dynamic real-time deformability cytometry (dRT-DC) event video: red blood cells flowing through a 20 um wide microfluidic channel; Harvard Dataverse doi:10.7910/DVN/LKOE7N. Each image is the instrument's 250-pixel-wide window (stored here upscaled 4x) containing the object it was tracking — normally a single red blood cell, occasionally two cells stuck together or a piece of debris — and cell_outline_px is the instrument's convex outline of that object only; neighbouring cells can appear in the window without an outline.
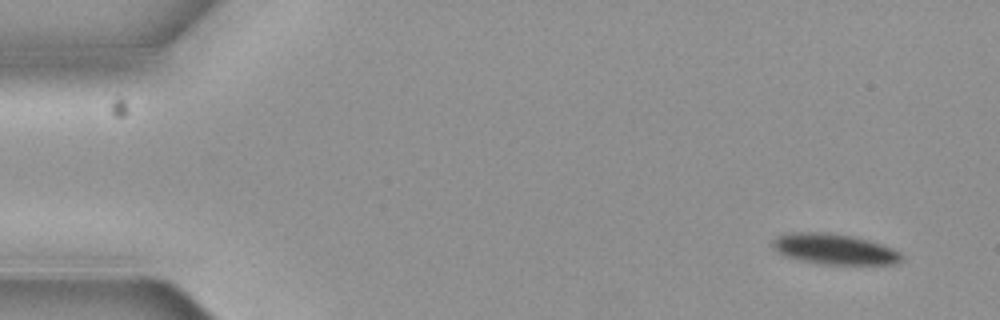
{"species": "common noctule bat (a hibernating species)", "species_latin": "Nyctalus noctula", "temperature_condition": "cold", "stored_images_in_passage": 6, "camera_frame_rate_fps": 3000, "um_per_image_px": 0.085, "animal": {"sex": "female", "body_mass_g": 19.3, "forearm_length_mm": 54.1}, "frame": {"image": 1, "passage_image": 1, "time_ms": 0.0, "image_size_px": [1000, 320], "cell_outline_px": [[904, 260], [896, 264], [820, 264], [784, 256], [776, 252], [772, 248], [772, 240], [776, 236], [784, 232], [816, 232], [848, 236], [880, 244], [892, 248], [900, 252], [904, 256]], "centroid_in_image_um": [70.86, 21.18], "position_along_channel_um": 14.1, "area_um2": 22.89}}
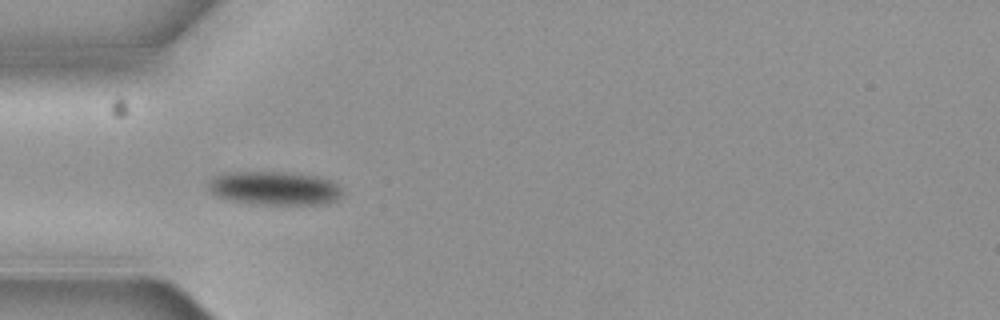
{"frame": {"image": 2, "passage_image": 5, "time_ms": 1.333, "image_size_px": [1000, 320], "cell_outline_px": [[344, 192], [336, 200], [328, 204], [256, 204], [232, 200], [216, 196], [208, 188], [208, 184], [216, 176], [236, 172], [284, 172], [316, 176], [332, 180]], "centroid_in_image_um": [23.39, 16.01], "position_along_channel_um": 61.6, "area_um2": 26.01}}
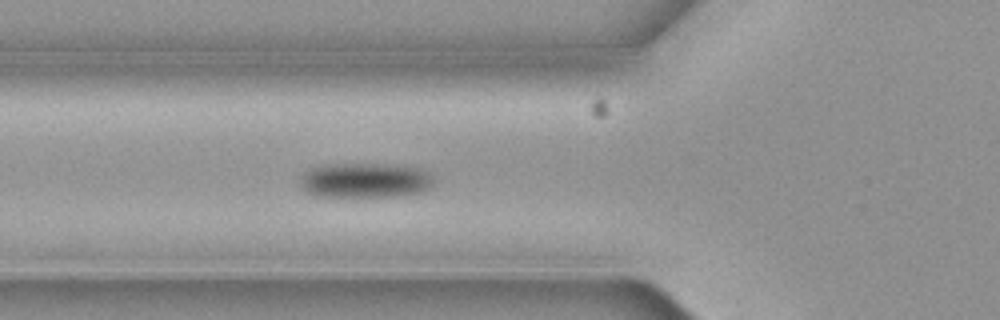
{"frame": {"image": 3, "passage_image": 6, "time_ms": 1.667, "image_size_px": [1000, 320], "cell_outline_px": [[432, 184], [424, 192], [396, 196], [316, 196], [300, 188], [300, 180], [304, 172], [312, 168], [324, 164], [388, 164], [420, 168], [428, 172], [432, 176]], "centroid_in_image_um": [31.02, 15.32], "position_along_channel_um": 94.8, "area_um2": 27.22}}